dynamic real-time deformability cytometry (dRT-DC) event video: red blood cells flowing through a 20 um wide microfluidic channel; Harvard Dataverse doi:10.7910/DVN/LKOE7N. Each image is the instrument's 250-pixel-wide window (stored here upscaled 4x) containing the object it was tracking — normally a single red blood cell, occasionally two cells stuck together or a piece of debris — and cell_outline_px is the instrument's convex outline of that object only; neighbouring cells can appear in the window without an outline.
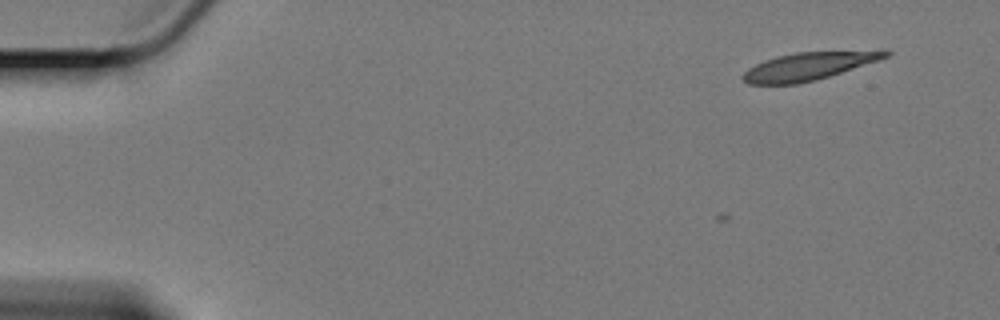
{"species": "Egyptian fruit bat (a non-hibernating species)", "species_latin": "Rousettus aegyptiacus", "temperature_condition": "cold", "stored_images_in_passage": 4, "camera_frame_rate_fps": 3000, "um_per_image_px": 0.085, "animal": {"sex": "female"}, "frame": {"image": 1, "passage_image": 1, "time_ms": 0.0, "image_size_px": [1000, 320], "cell_outline_px": [[892, 52], [888, 56], [880, 60], [816, 80], [796, 84], [748, 84], [740, 76], [748, 68], [764, 60], [776, 56], [796, 52], [880, 48], [888, 48]], "centroid_in_image_um": [68.87, 5.57], "position_along_channel_um": 16.1, "area_um2": 23.93}}